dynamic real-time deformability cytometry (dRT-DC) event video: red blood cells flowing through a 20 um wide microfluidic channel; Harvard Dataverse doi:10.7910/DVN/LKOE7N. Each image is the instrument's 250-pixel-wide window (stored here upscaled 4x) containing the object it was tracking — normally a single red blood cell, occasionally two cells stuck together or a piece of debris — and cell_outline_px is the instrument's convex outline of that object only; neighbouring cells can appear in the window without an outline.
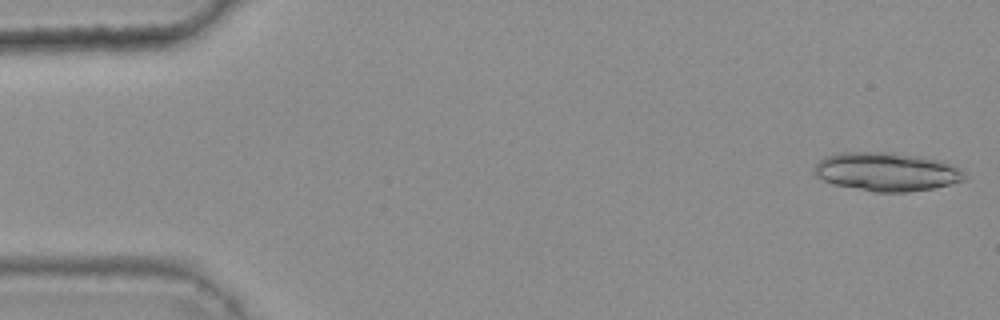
{"species": "common noctule bat (a hibernating species)", "species_latin": "Nyctalus noctula", "temperature_condition": "warm", "stored_images_in_passage": 18, "camera_frame_rate_fps": 3000, "um_per_image_px": 0.085, "animal": {"sex": "female", "body_mass_g": 25.1}, "frame": {"image": 1, "passage_image": 1, "time_ms": 0.0, "image_size_px": [1000, 320], "cell_outline_px": [[964, 180], [932, 188], [908, 192], [876, 192], [836, 184], [824, 180], [816, 176], [812, 168], [824, 156], [836, 152], [892, 152], [920, 156], [944, 160], [960, 168], [964, 172]], "centroid_in_image_um": [75.36, 14.57], "position_along_channel_um": 9.6, "area_um2": 33.93}}
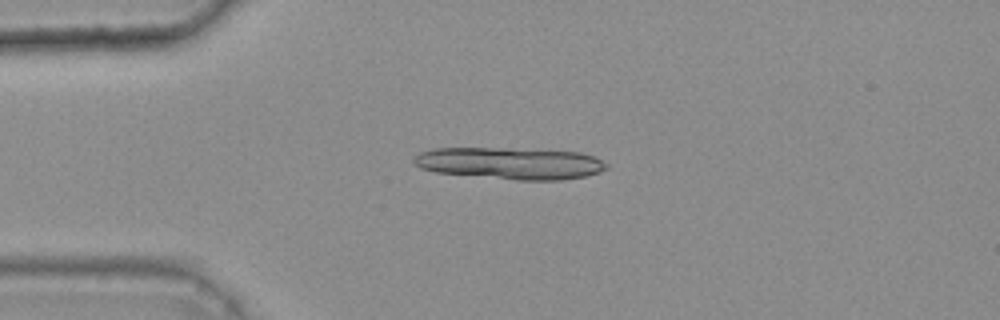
{"frame": {"image": 2, "passage_image": 12, "time_ms": 3.667, "image_size_px": [1000, 320], "cell_outline_px": [[608, 168], [600, 172], [584, 176], [560, 180], [516, 180], [436, 172], [420, 168], [412, 160], [420, 152], [432, 148], [508, 148], [580, 152], [596, 156], [608, 164]], "centroid_in_image_um": [43.39, 13.87], "position_along_channel_um": 41.6, "area_um2": 35.89}}